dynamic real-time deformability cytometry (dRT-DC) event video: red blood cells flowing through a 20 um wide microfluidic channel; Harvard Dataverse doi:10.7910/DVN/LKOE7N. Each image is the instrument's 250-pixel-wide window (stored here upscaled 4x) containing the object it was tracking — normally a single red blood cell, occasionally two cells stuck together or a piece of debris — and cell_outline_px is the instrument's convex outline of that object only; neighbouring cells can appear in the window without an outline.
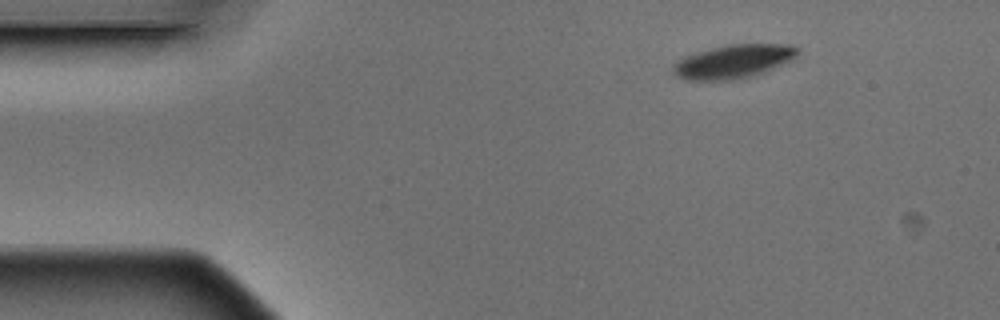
{"species": "Egyptian fruit bat (a non-hibernating species)", "species_latin": "Rousettus aegyptiacus", "temperature_condition": "warm", "stored_images_in_passage": 3, "segment_of_instrument_passage": [2, 2], "camera_frame_rate_fps": 3000, "um_per_image_px": 0.085, "animal": {"sex": "male"}, "frame": {"image": 1, "passage_image": 3, "time_ms": 0.667, "image_size_px": [1000, 320], "cell_outline_px": [[800, 52], [796, 56], [764, 72], [752, 76], [732, 80], [684, 80], [676, 76], [672, 72], [672, 64], [684, 56], [712, 48], [728, 44], [792, 44], [800, 48]], "centroid_in_image_um": [62.31, 5.22], "position_along_channel_um": 22.7, "area_um2": 24.39}}